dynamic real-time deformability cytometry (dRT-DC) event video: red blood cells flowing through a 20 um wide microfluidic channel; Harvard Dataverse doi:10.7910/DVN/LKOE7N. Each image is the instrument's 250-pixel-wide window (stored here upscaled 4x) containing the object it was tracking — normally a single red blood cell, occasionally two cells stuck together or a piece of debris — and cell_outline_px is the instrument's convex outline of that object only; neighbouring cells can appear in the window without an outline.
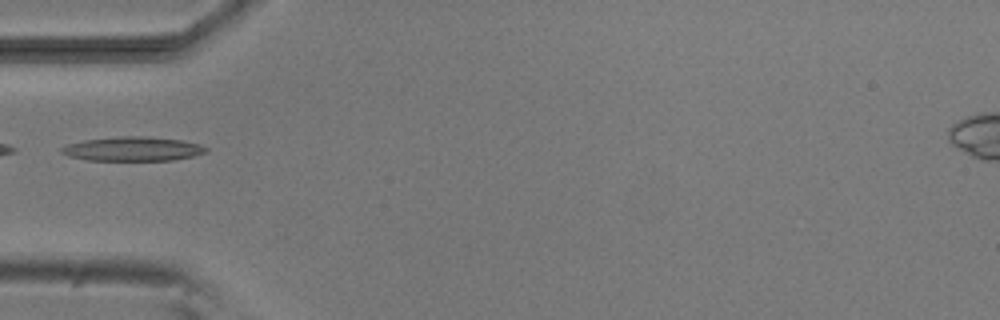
{"species": "common noctule bat (a hibernating species)", "species_latin": "Nyctalus noctula", "temperature_condition": "room temperature", "stored_images_in_passage": 4, "camera_frame_rate_fps": 3000, "um_per_image_px": 0.085, "animal": {"sex": "male", "body_mass_g": 20.5, "forearm_length_mm": 52.5}, "frame": {"image": 1, "passage_image": 4, "time_ms": 3.667, "image_size_px": [1000, 320], "cell_outline_px": [[208, 148], [204, 152], [192, 156], [172, 160], [88, 160], [68, 156], [60, 152], [60, 148], [68, 144], [84, 140], [120, 136], [140, 136], [180, 140], [200, 144]], "centroid_in_image_um": [11.24, 12.65], "position_along_channel_um": 73.8, "area_um2": 20.11}}